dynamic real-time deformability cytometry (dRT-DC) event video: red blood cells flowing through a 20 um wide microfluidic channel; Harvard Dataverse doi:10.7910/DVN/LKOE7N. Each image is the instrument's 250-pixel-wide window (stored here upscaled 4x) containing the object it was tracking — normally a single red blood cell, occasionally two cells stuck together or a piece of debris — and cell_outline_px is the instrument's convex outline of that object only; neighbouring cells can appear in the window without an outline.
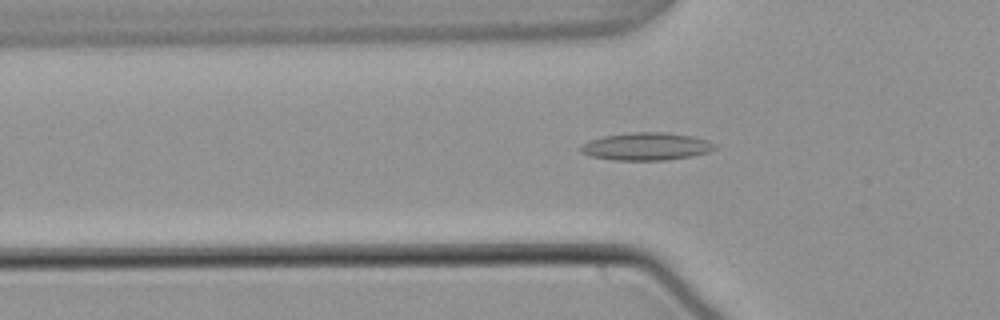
{"species": "common noctule bat (a hibernating species)", "species_latin": "Nyctalus noctula", "temperature_condition": "warm", "stored_images_in_passage": 40, "camera_frame_rate_fps": 3000, "um_per_image_px": 0.085, "animal": {"sex": "male", "body_mass_g": 21.5, "forearm_length_mm": 52.0}, "frame": {"image": 1, "passage_image": 4, "time_ms": 1.0, "image_size_px": [1000, 320], "cell_outline_px": [[716, 148], [708, 152], [692, 156], [668, 160], [612, 160], [592, 156], [580, 152], [580, 148], [584, 144], [592, 140], [604, 136], [632, 132], [664, 132], [692, 136], [708, 140], [716, 144]], "centroid_in_image_um": [54.98, 12.45], "position_along_channel_um": 70.8, "area_um2": 21.5}}
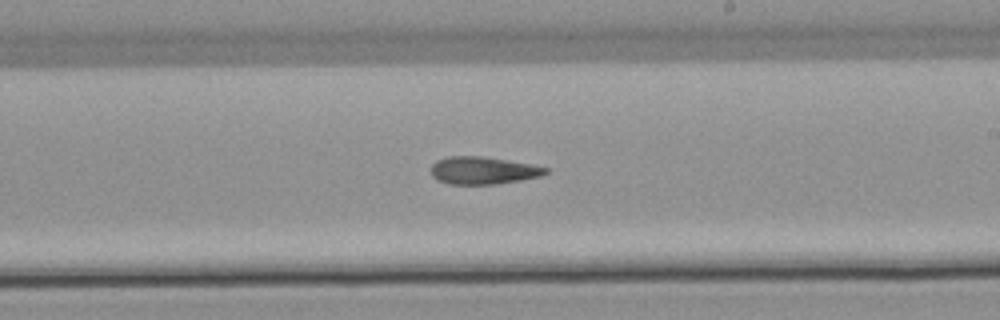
{"frame": {"image": 2, "passage_image": 18, "time_ms": 5.667, "image_size_px": [1000, 320], "cell_outline_px": [[548, 172], [540, 176], [520, 180], [492, 184], [448, 184], [436, 180], [432, 176], [432, 164], [436, 160], [448, 156], [484, 156], [528, 164], [548, 168]], "centroid_in_image_um": [41.0, 14.49], "position_along_channel_um": 248.0, "area_um2": 18.21}}
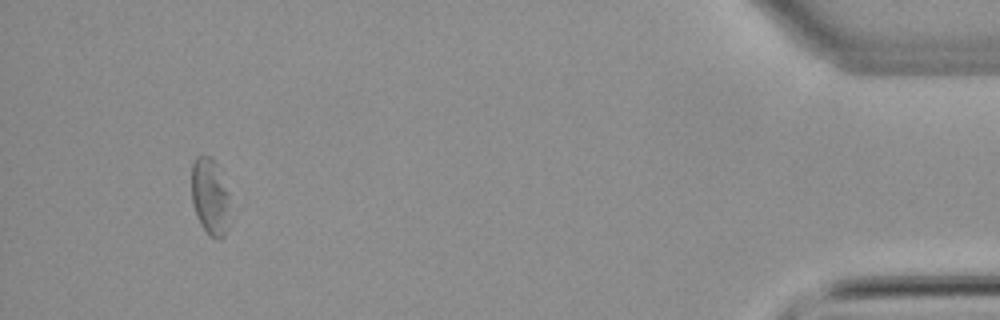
{"frame": {"image": 3, "passage_image": 37, "time_ms": 12.0, "image_size_px": [1000, 320], "cell_outline_px": [[228, 228], [224, 236], [220, 240], [216, 240], [200, 224], [192, 200], [192, 164], [196, 156], [208, 156], [216, 164], [228, 192]], "centroid_in_image_um": [17.85, 16.73], "position_along_channel_um": 417.4, "area_um2": 16.76}}